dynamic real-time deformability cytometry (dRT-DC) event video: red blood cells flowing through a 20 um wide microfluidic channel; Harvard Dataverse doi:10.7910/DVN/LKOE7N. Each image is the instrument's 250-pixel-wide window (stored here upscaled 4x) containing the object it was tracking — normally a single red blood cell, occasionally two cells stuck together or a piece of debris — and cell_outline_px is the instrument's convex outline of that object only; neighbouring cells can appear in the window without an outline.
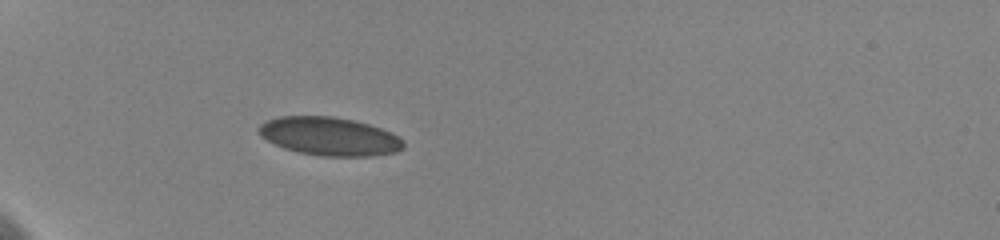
{"species": "human", "species_latin": "Homo sapiens", "temperature_condition": "cold", "stored_images_in_passage": 15, "camera_frame_rate_fps": 3000, "um_per_image_px": 0.085, "donor": {"sex": "female"}, "frame": {"image": 1, "passage_image": 5, "time_ms": 2.333, "image_size_px": [1000, 240], "cell_outline_px": [[404, 148], [396, 152], [372, 156], [320, 156], [296, 152], [284, 148], [260, 136], [256, 132], [256, 128], [260, 124], [268, 120], [280, 116], [332, 116], [352, 120], [368, 124], [392, 132], [404, 140]], "centroid_in_image_um": [28.0, 11.59], "position_along_channel_um": 57.0, "area_um2": 32.54}}